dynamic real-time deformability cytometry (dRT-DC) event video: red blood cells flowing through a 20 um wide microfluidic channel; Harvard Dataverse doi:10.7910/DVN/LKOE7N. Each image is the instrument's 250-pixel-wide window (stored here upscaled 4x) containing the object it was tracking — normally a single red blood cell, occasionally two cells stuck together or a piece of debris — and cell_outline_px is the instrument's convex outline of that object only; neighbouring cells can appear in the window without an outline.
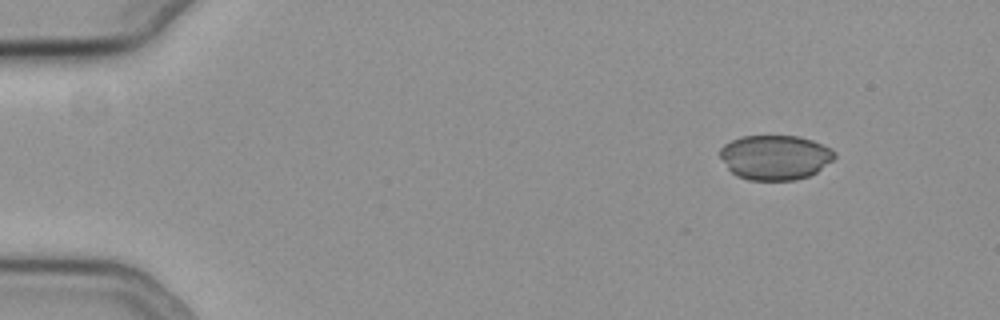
{"species": "common noctule bat (a hibernating species)", "species_latin": "Nyctalus noctula", "temperature_condition": "cold", "stored_images_in_passage": 9, "camera_frame_rate_fps": 3000, "um_per_image_px": 0.085, "animal": {"sex": "female", "body_mass_g": 19.3, "forearm_length_mm": 54.1}, "frame": {"image": 1, "passage_image": 1, "time_ms": 0.0, "image_size_px": [1000, 320], "cell_outline_px": [[836, 156], [832, 160], [816, 172], [808, 176], [796, 180], [748, 180], [736, 176], [728, 168], [720, 156], [720, 148], [724, 144], [740, 136], [796, 136], [812, 140], [832, 148], [836, 152]], "centroid_in_image_um": [65.88, 13.37], "position_along_channel_um": 19.1, "area_um2": 29.88}}